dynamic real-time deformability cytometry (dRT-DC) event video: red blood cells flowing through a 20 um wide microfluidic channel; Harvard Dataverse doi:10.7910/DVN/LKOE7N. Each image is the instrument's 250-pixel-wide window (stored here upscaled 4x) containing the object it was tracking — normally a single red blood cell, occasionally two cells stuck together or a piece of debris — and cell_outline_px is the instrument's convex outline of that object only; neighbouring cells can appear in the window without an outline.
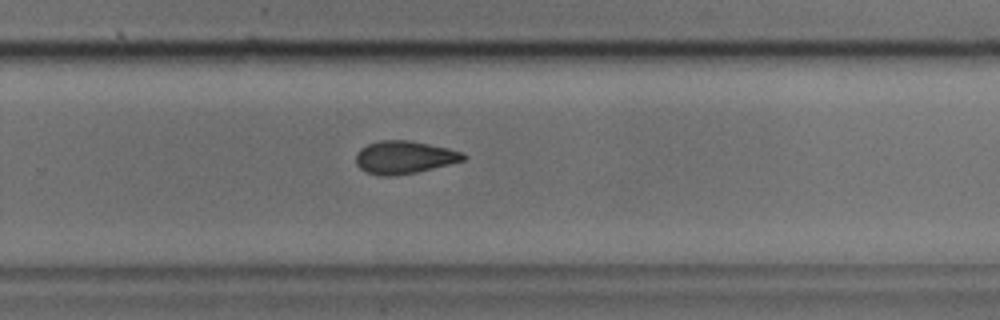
{"species": "common noctule bat (a hibernating species)", "species_latin": "Nyctalus noctula", "temperature_condition": "cold", "stored_images_in_passage": 27, "camera_frame_rate_fps": 3000, "um_per_image_px": 0.085, "animal": {"sex": "male", "body_mass_g": 17.9, "forearm_length_mm": 54.2}, "frame": {"image": 1, "passage_image": 16, "time_ms": 5.0, "image_size_px": [1000, 320], "cell_outline_px": [[468, 156], [464, 160], [416, 172], [396, 176], [380, 176], [364, 172], [356, 164], [356, 152], [360, 148], [368, 144], [380, 140], [408, 140], [448, 148], [464, 152]], "centroid_in_image_um": [34.33, 13.37], "position_along_channel_um": 295.5, "area_um2": 20.63}}
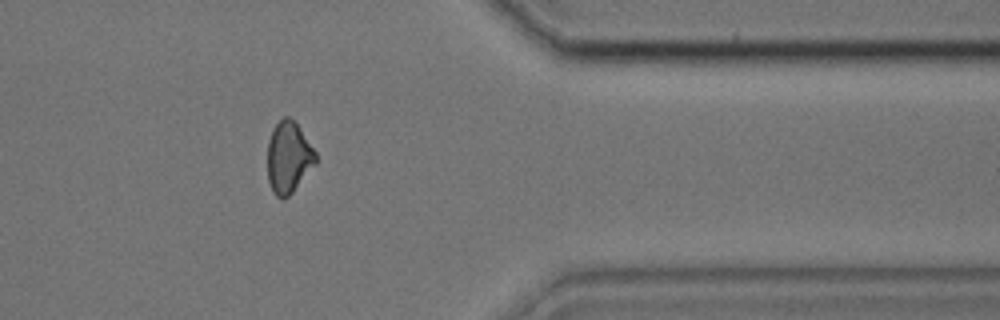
{"frame": {"image": 2, "passage_image": 23, "time_ms": 7.333, "image_size_px": [1000, 320], "cell_outline_px": [[316, 164], [292, 192], [284, 200], [280, 200], [272, 192], [268, 180], [268, 140], [276, 124], [284, 116], [288, 116], [296, 124], [316, 152]], "centroid_in_image_um": [24.52, 13.42], "position_along_channel_um": 386.9, "area_um2": 19.88}}